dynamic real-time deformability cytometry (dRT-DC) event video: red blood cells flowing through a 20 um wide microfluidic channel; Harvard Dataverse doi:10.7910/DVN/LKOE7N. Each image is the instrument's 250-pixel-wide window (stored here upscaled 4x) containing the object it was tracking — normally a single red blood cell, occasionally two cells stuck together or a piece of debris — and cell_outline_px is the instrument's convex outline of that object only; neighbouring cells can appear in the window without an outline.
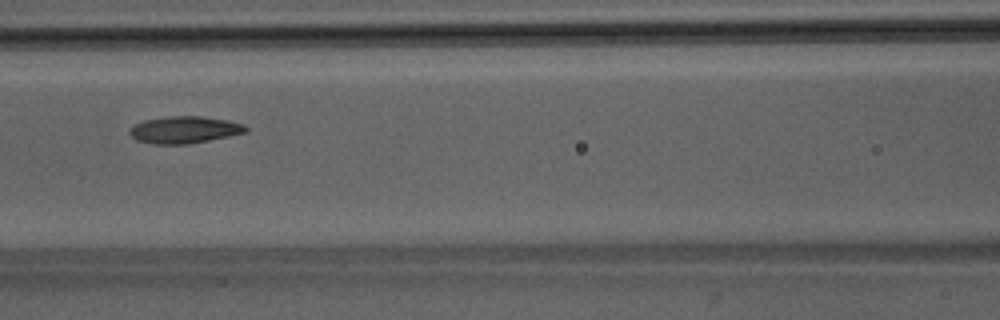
{"species": "Egyptian fruit bat (a non-hibernating species)", "species_latin": "Rousettus aegyptiacus", "temperature_condition": "room temperature", "stored_images_in_passage": 5, "camera_frame_rate_fps": 3000, "um_per_image_px": 0.085, "animal": {"sex": "male"}, "frame": {"image": 1, "passage_image": 5, "time_ms": 4.667, "image_size_px": [1000, 320], "cell_outline_px": [[248, 132], [188, 144], [152, 144], [136, 140], [128, 132], [136, 124], [144, 120], [168, 116], [200, 116], [228, 120], [244, 124], [248, 128]], "centroid_in_image_um": [15.69, 11.03], "position_along_channel_um": 150.9, "area_um2": 18.21}}